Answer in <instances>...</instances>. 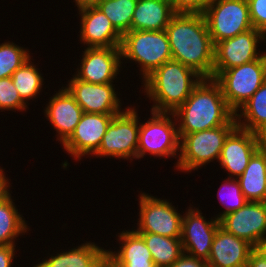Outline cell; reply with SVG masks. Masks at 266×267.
<instances>
[{
	"instance_id": "cell-13",
	"label": "cell",
	"mask_w": 266,
	"mask_h": 267,
	"mask_svg": "<svg viewBox=\"0 0 266 267\" xmlns=\"http://www.w3.org/2000/svg\"><path fill=\"white\" fill-rule=\"evenodd\" d=\"M189 204L182 216L180 240L183 252L207 261L220 223L214 215L206 218V213L199 208L200 205L197 204V207L196 204Z\"/></svg>"
},
{
	"instance_id": "cell-40",
	"label": "cell",
	"mask_w": 266,
	"mask_h": 267,
	"mask_svg": "<svg viewBox=\"0 0 266 267\" xmlns=\"http://www.w3.org/2000/svg\"><path fill=\"white\" fill-rule=\"evenodd\" d=\"M254 249L266 258V236L256 244Z\"/></svg>"
},
{
	"instance_id": "cell-21",
	"label": "cell",
	"mask_w": 266,
	"mask_h": 267,
	"mask_svg": "<svg viewBox=\"0 0 266 267\" xmlns=\"http://www.w3.org/2000/svg\"><path fill=\"white\" fill-rule=\"evenodd\" d=\"M119 230L113 235L116 248L106 249V259L115 267H156L143 237L130 227Z\"/></svg>"
},
{
	"instance_id": "cell-8",
	"label": "cell",
	"mask_w": 266,
	"mask_h": 267,
	"mask_svg": "<svg viewBox=\"0 0 266 267\" xmlns=\"http://www.w3.org/2000/svg\"><path fill=\"white\" fill-rule=\"evenodd\" d=\"M138 199V213L136 222L132 225V228L136 232H149L152 234H158L171 238L181 237V224L183 209H179L178 205H174V202L170 199L158 198V196L149 194L147 192L137 190ZM173 202V203H172ZM177 206V207H176ZM182 213H181V212ZM136 225V226H135Z\"/></svg>"
},
{
	"instance_id": "cell-24",
	"label": "cell",
	"mask_w": 266,
	"mask_h": 267,
	"mask_svg": "<svg viewBox=\"0 0 266 267\" xmlns=\"http://www.w3.org/2000/svg\"><path fill=\"white\" fill-rule=\"evenodd\" d=\"M12 192L0 202V246L17 245L20 238L29 235L30 222L21 213L19 205L14 201L18 200L12 196ZM24 235V236H23ZM20 237V238H19Z\"/></svg>"
},
{
	"instance_id": "cell-3",
	"label": "cell",
	"mask_w": 266,
	"mask_h": 267,
	"mask_svg": "<svg viewBox=\"0 0 266 267\" xmlns=\"http://www.w3.org/2000/svg\"><path fill=\"white\" fill-rule=\"evenodd\" d=\"M202 79L193 69L171 59L142 81L139 92L141 96L144 94L145 101L152 103L149 110L173 113Z\"/></svg>"
},
{
	"instance_id": "cell-18",
	"label": "cell",
	"mask_w": 266,
	"mask_h": 267,
	"mask_svg": "<svg viewBox=\"0 0 266 267\" xmlns=\"http://www.w3.org/2000/svg\"><path fill=\"white\" fill-rule=\"evenodd\" d=\"M55 92L52 96L49 93L50 97L43 103L46 105L42 106V110L46 121H49V126L54 130L53 132L56 131L53 136V138L56 136L54 140L60 142L61 147L74 132L84 112L63 85Z\"/></svg>"
},
{
	"instance_id": "cell-10",
	"label": "cell",
	"mask_w": 266,
	"mask_h": 267,
	"mask_svg": "<svg viewBox=\"0 0 266 267\" xmlns=\"http://www.w3.org/2000/svg\"><path fill=\"white\" fill-rule=\"evenodd\" d=\"M202 14L213 45L253 29L247 0H213Z\"/></svg>"
},
{
	"instance_id": "cell-43",
	"label": "cell",
	"mask_w": 266,
	"mask_h": 267,
	"mask_svg": "<svg viewBox=\"0 0 266 267\" xmlns=\"http://www.w3.org/2000/svg\"><path fill=\"white\" fill-rule=\"evenodd\" d=\"M164 1H167V2H170V3H172V2H173V0H164Z\"/></svg>"
},
{
	"instance_id": "cell-12",
	"label": "cell",
	"mask_w": 266,
	"mask_h": 267,
	"mask_svg": "<svg viewBox=\"0 0 266 267\" xmlns=\"http://www.w3.org/2000/svg\"><path fill=\"white\" fill-rule=\"evenodd\" d=\"M71 76L70 79L65 78L67 80L65 85L63 83L60 85L69 91L83 112L120 114L128 107V105L123 106L125 104L122 102L123 94L120 93L122 91H119V86L116 88V83L93 84L77 79L73 74Z\"/></svg>"
},
{
	"instance_id": "cell-31",
	"label": "cell",
	"mask_w": 266,
	"mask_h": 267,
	"mask_svg": "<svg viewBox=\"0 0 266 267\" xmlns=\"http://www.w3.org/2000/svg\"><path fill=\"white\" fill-rule=\"evenodd\" d=\"M222 184L219 185L218 191L216 193L218 194L216 198L218 197L219 204L223 208L222 211H216V213H213L214 216L219 220L221 217H223L226 214L235 212L236 210L243 207L248 200L243 195L239 181L236 178H224L222 176Z\"/></svg>"
},
{
	"instance_id": "cell-36",
	"label": "cell",
	"mask_w": 266,
	"mask_h": 267,
	"mask_svg": "<svg viewBox=\"0 0 266 267\" xmlns=\"http://www.w3.org/2000/svg\"><path fill=\"white\" fill-rule=\"evenodd\" d=\"M170 267H208L207 261L183 253Z\"/></svg>"
},
{
	"instance_id": "cell-35",
	"label": "cell",
	"mask_w": 266,
	"mask_h": 267,
	"mask_svg": "<svg viewBox=\"0 0 266 267\" xmlns=\"http://www.w3.org/2000/svg\"><path fill=\"white\" fill-rule=\"evenodd\" d=\"M17 245L0 246V267H13L14 259H17V252L20 250L16 248Z\"/></svg>"
},
{
	"instance_id": "cell-14",
	"label": "cell",
	"mask_w": 266,
	"mask_h": 267,
	"mask_svg": "<svg viewBox=\"0 0 266 267\" xmlns=\"http://www.w3.org/2000/svg\"><path fill=\"white\" fill-rule=\"evenodd\" d=\"M73 74L77 79L93 84L119 83L122 71L121 48L87 47ZM122 69V70H121ZM120 77H119V76ZM118 76V77H117ZM116 79V80H115Z\"/></svg>"
},
{
	"instance_id": "cell-42",
	"label": "cell",
	"mask_w": 266,
	"mask_h": 267,
	"mask_svg": "<svg viewBox=\"0 0 266 267\" xmlns=\"http://www.w3.org/2000/svg\"><path fill=\"white\" fill-rule=\"evenodd\" d=\"M100 267H115L111 262H109L107 259L101 264Z\"/></svg>"
},
{
	"instance_id": "cell-39",
	"label": "cell",
	"mask_w": 266,
	"mask_h": 267,
	"mask_svg": "<svg viewBox=\"0 0 266 267\" xmlns=\"http://www.w3.org/2000/svg\"><path fill=\"white\" fill-rule=\"evenodd\" d=\"M72 1V0H71ZM100 0H73L71 3H75L74 7L81 8L84 6L96 5Z\"/></svg>"
},
{
	"instance_id": "cell-15",
	"label": "cell",
	"mask_w": 266,
	"mask_h": 267,
	"mask_svg": "<svg viewBox=\"0 0 266 267\" xmlns=\"http://www.w3.org/2000/svg\"><path fill=\"white\" fill-rule=\"evenodd\" d=\"M118 114L84 112L71 136L61 145L72 160L90 158L98 151L102 138L113 117Z\"/></svg>"
},
{
	"instance_id": "cell-5",
	"label": "cell",
	"mask_w": 266,
	"mask_h": 267,
	"mask_svg": "<svg viewBox=\"0 0 266 267\" xmlns=\"http://www.w3.org/2000/svg\"><path fill=\"white\" fill-rule=\"evenodd\" d=\"M146 117L140 114V129L138 136L137 159L146 158L162 160L175 159L172 168H176L180 153V137L177 122L173 113L154 112L149 110Z\"/></svg>"
},
{
	"instance_id": "cell-38",
	"label": "cell",
	"mask_w": 266,
	"mask_h": 267,
	"mask_svg": "<svg viewBox=\"0 0 266 267\" xmlns=\"http://www.w3.org/2000/svg\"><path fill=\"white\" fill-rule=\"evenodd\" d=\"M247 267H266V258L253 249L250 253Z\"/></svg>"
},
{
	"instance_id": "cell-29",
	"label": "cell",
	"mask_w": 266,
	"mask_h": 267,
	"mask_svg": "<svg viewBox=\"0 0 266 267\" xmlns=\"http://www.w3.org/2000/svg\"><path fill=\"white\" fill-rule=\"evenodd\" d=\"M138 0H100L95 6L111 21L123 36L131 31V21Z\"/></svg>"
},
{
	"instance_id": "cell-23",
	"label": "cell",
	"mask_w": 266,
	"mask_h": 267,
	"mask_svg": "<svg viewBox=\"0 0 266 267\" xmlns=\"http://www.w3.org/2000/svg\"><path fill=\"white\" fill-rule=\"evenodd\" d=\"M175 14L170 2L138 0L131 21V31L165 30Z\"/></svg>"
},
{
	"instance_id": "cell-41",
	"label": "cell",
	"mask_w": 266,
	"mask_h": 267,
	"mask_svg": "<svg viewBox=\"0 0 266 267\" xmlns=\"http://www.w3.org/2000/svg\"><path fill=\"white\" fill-rule=\"evenodd\" d=\"M261 147L266 151V130L260 135Z\"/></svg>"
},
{
	"instance_id": "cell-6",
	"label": "cell",
	"mask_w": 266,
	"mask_h": 267,
	"mask_svg": "<svg viewBox=\"0 0 266 267\" xmlns=\"http://www.w3.org/2000/svg\"><path fill=\"white\" fill-rule=\"evenodd\" d=\"M237 125H223L189 134H179L178 174H191L219 161L224 141ZM215 161V162H214ZM180 171V172H179Z\"/></svg>"
},
{
	"instance_id": "cell-4",
	"label": "cell",
	"mask_w": 266,
	"mask_h": 267,
	"mask_svg": "<svg viewBox=\"0 0 266 267\" xmlns=\"http://www.w3.org/2000/svg\"><path fill=\"white\" fill-rule=\"evenodd\" d=\"M122 68L127 63L136 65V76L142 82L155 69L172 59L169 39L165 30L129 31L122 36ZM126 64V66H125ZM139 70V71H138Z\"/></svg>"
},
{
	"instance_id": "cell-30",
	"label": "cell",
	"mask_w": 266,
	"mask_h": 267,
	"mask_svg": "<svg viewBox=\"0 0 266 267\" xmlns=\"http://www.w3.org/2000/svg\"><path fill=\"white\" fill-rule=\"evenodd\" d=\"M21 45L8 39L0 43V79L11 77L34 54L30 52L31 49Z\"/></svg>"
},
{
	"instance_id": "cell-34",
	"label": "cell",
	"mask_w": 266,
	"mask_h": 267,
	"mask_svg": "<svg viewBox=\"0 0 266 267\" xmlns=\"http://www.w3.org/2000/svg\"><path fill=\"white\" fill-rule=\"evenodd\" d=\"M213 0H173L176 13H203Z\"/></svg>"
},
{
	"instance_id": "cell-28",
	"label": "cell",
	"mask_w": 266,
	"mask_h": 267,
	"mask_svg": "<svg viewBox=\"0 0 266 267\" xmlns=\"http://www.w3.org/2000/svg\"><path fill=\"white\" fill-rule=\"evenodd\" d=\"M137 233L143 237L156 267H170L184 253L180 238H171L149 232Z\"/></svg>"
},
{
	"instance_id": "cell-20",
	"label": "cell",
	"mask_w": 266,
	"mask_h": 267,
	"mask_svg": "<svg viewBox=\"0 0 266 267\" xmlns=\"http://www.w3.org/2000/svg\"><path fill=\"white\" fill-rule=\"evenodd\" d=\"M82 241L76 246L68 249L66 247V250L55 249L52 253L46 254L47 257L44 256L42 261L38 258V261L33 262L29 267H100L106 260L107 248L102 247L98 242L95 243L94 240L92 242L82 239Z\"/></svg>"
},
{
	"instance_id": "cell-27",
	"label": "cell",
	"mask_w": 266,
	"mask_h": 267,
	"mask_svg": "<svg viewBox=\"0 0 266 267\" xmlns=\"http://www.w3.org/2000/svg\"><path fill=\"white\" fill-rule=\"evenodd\" d=\"M237 126L261 135L266 130V80L235 112Z\"/></svg>"
},
{
	"instance_id": "cell-32",
	"label": "cell",
	"mask_w": 266,
	"mask_h": 267,
	"mask_svg": "<svg viewBox=\"0 0 266 267\" xmlns=\"http://www.w3.org/2000/svg\"><path fill=\"white\" fill-rule=\"evenodd\" d=\"M27 110H29V106L21 99L12 78L0 79V112L11 111L16 113L17 111V113L21 112L23 115Z\"/></svg>"
},
{
	"instance_id": "cell-22",
	"label": "cell",
	"mask_w": 266,
	"mask_h": 267,
	"mask_svg": "<svg viewBox=\"0 0 266 267\" xmlns=\"http://www.w3.org/2000/svg\"><path fill=\"white\" fill-rule=\"evenodd\" d=\"M254 247L219 227L211 246L208 267H247Z\"/></svg>"
},
{
	"instance_id": "cell-25",
	"label": "cell",
	"mask_w": 266,
	"mask_h": 267,
	"mask_svg": "<svg viewBox=\"0 0 266 267\" xmlns=\"http://www.w3.org/2000/svg\"><path fill=\"white\" fill-rule=\"evenodd\" d=\"M248 201L265 202L266 151L260 147L251 157L245 171L237 178Z\"/></svg>"
},
{
	"instance_id": "cell-11",
	"label": "cell",
	"mask_w": 266,
	"mask_h": 267,
	"mask_svg": "<svg viewBox=\"0 0 266 267\" xmlns=\"http://www.w3.org/2000/svg\"><path fill=\"white\" fill-rule=\"evenodd\" d=\"M265 43L266 35L254 28L216 43L214 45L213 78L222 70L260 58L266 52ZM261 46H263L262 51L259 48Z\"/></svg>"
},
{
	"instance_id": "cell-37",
	"label": "cell",
	"mask_w": 266,
	"mask_h": 267,
	"mask_svg": "<svg viewBox=\"0 0 266 267\" xmlns=\"http://www.w3.org/2000/svg\"><path fill=\"white\" fill-rule=\"evenodd\" d=\"M5 169L6 168H3V165L0 164V202L3 201L12 192L11 189L13 187L11 179H9L10 176L8 177Z\"/></svg>"
},
{
	"instance_id": "cell-26",
	"label": "cell",
	"mask_w": 266,
	"mask_h": 267,
	"mask_svg": "<svg viewBox=\"0 0 266 267\" xmlns=\"http://www.w3.org/2000/svg\"><path fill=\"white\" fill-rule=\"evenodd\" d=\"M34 55L21 67H19L11 76L13 84L18 91L21 99L28 105H32L36 102L37 98L42 97L41 95H47L44 89L48 88L44 77V74L40 70L39 64L34 61ZM38 64V65H37ZM48 86V87H47ZM44 92V93H43ZM32 100V101H31Z\"/></svg>"
},
{
	"instance_id": "cell-19",
	"label": "cell",
	"mask_w": 266,
	"mask_h": 267,
	"mask_svg": "<svg viewBox=\"0 0 266 267\" xmlns=\"http://www.w3.org/2000/svg\"><path fill=\"white\" fill-rule=\"evenodd\" d=\"M219 223L226 232L255 247L266 236V202L248 201L235 212L221 217Z\"/></svg>"
},
{
	"instance_id": "cell-1",
	"label": "cell",
	"mask_w": 266,
	"mask_h": 267,
	"mask_svg": "<svg viewBox=\"0 0 266 267\" xmlns=\"http://www.w3.org/2000/svg\"><path fill=\"white\" fill-rule=\"evenodd\" d=\"M165 31L173 60L213 78L214 45L202 13H176Z\"/></svg>"
},
{
	"instance_id": "cell-7",
	"label": "cell",
	"mask_w": 266,
	"mask_h": 267,
	"mask_svg": "<svg viewBox=\"0 0 266 267\" xmlns=\"http://www.w3.org/2000/svg\"><path fill=\"white\" fill-rule=\"evenodd\" d=\"M136 105V106H135ZM138 103L130 105L113 117L102 138L98 151L92 158L137 161L140 116Z\"/></svg>"
},
{
	"instance_id": "cell-9",
	"label": "cell",
	"mask_w": 266,
	"mask_h": 267,
	"mask_svg": "<svg viewBox=\"0 0 266 267\" xmlns=\"http://www.w3.org/2000/svg\"><path fill=\"white\" fill-rule=\"evenodd\" d=\"M213 79L235 113L265 82L266 52L252 62L222 70Z\"/></svg>"
},
{
	"instance_id": "cell-17",
	"label": "cell",
	"mask_w": 266,
	"mask_h": 267,
	"mask_svg": "<svg viewBox=\"0 0 266 267\" xmlns=\"http://www.w3.org/2000/svg\"><path fill=\"white\" fill-rule=\"evenodd\" d=\"M261 147L259 134L236 126L226 137L218 167L227 178H238L246 169L253 154Z\"/></svg>"
},
{
	"instance_id": "cell-2",
	"label": "cell",
	"mask_w": 266,
	"mask_h": 267,
	"mask_svg": "<svg viewBox=\"0 0 266 267\" xmlns=\"http://www.w3.org/2000/svg\"><path fill=\"white\" fill-rule=\"evenodd\" d=\"M173 114L178 134L237 125L235 113L228 107L219 84L213 78H203Z\"/></svg>"
},
{
	"instance_id": "cell-16",
	"label": "cell",
	"mask_w": 266,
	"mask_h": 267,
	"mask_svg": "<svg viewBox=\"0 0 266 267\" xmlns=\"http://www.w3.org/2000/svg\"><path fill=\"white\" fill-rule=\"evenodd\" d=\"M75 16L79 18L77 40L84 48L108 47L120 48L122 35L114 28L111 21L95 5L78 8ZM79 38V39H78Z\"/></svg>"
},
{
	"instance_id": "cell-33",
	"label": "cell",
	"mask_w": 266,
	"mask_h": 267,
	"mask_svg": "<svg viewBox=\"0 0 266 267\" xmlns=\"http://www.w3.org/2000/svg\"><path fill=\"white\" fill-rule=\"evenodd\" d=\"M252 26L266 35V0H247Z\"/></svg>"
}]
</instances>
